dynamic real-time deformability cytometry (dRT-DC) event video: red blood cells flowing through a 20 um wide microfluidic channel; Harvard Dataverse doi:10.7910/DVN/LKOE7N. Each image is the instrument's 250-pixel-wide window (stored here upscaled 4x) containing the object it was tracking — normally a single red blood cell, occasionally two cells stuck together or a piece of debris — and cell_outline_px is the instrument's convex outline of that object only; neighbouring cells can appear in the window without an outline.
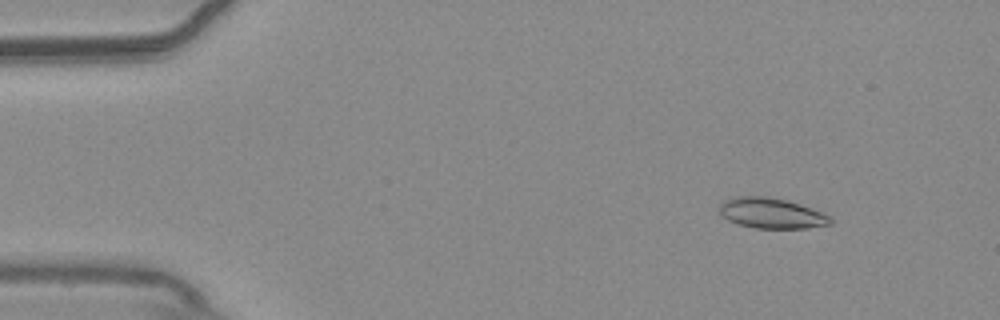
{"species": "common noctule bat (a hibernating species)", "species_latin": "Nyctalus noctula", "temperature_condition": "warm", "stored_images_in_passage": 56, "camera_frame_rate_fps": 3000, "um_per_image_px": 0.085, "animal": {"sex": "male", "body_mass_g": 20.4}, "frame": {"image": 1, "passage_image": 7, "time_ms": 2.0, "image_size_px": [1000, 320], "cell_outline_px": [[832, 224], [808, 228], [756, 228], [736, 224], [720, 216], [716, 208], [724, 200], [732, 196], [768, 196], [788, 200], [800, 204], [832, 216]], "centroid_in_image_um": [65.52, 18.11], "position_along_channel_um": 19.5, "area_um2": 20.17}}
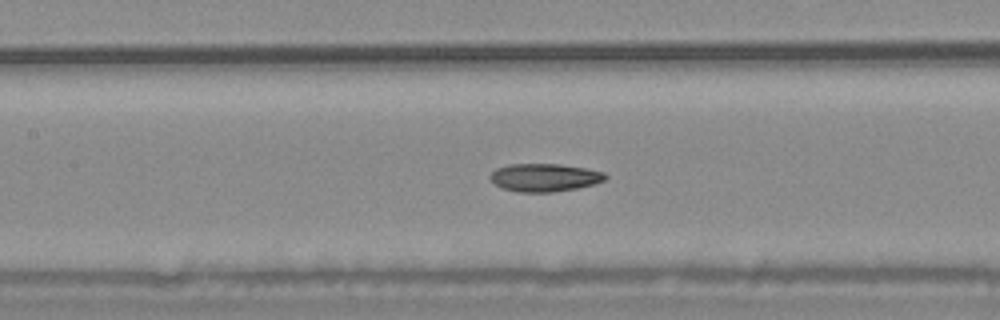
{"frame": {"image": 2, "passage_image": 26, "time_ms": 8.333, "image_size_px": [1000, 320], "cell_outline_px": [[608, 176], [604, 180], [592, 184], [576, 188], [552, 192], [516, 192], [504, 188], [496, 184], [488, 176], [496, 168], [508, 164], [560, 164], [588, 168], [604, 172]], "centroid_in_image_um": [46.28, 15.08], "position_along_channel_um": 161.1, "area_um2": 18.73}}
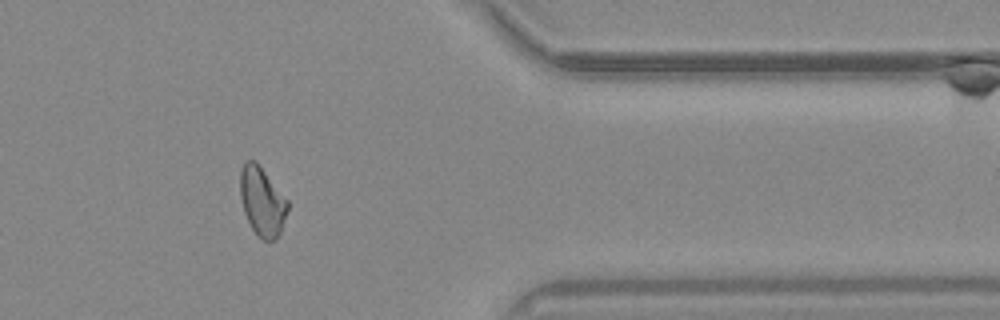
{"frame": {"image": 3, "passage_image": 46, "time_ms": 15.0, "image_size_px": [1000, 320], "cell_outline_px": [[288, 208], [280, 232], [276, 240], [268, 244], [252, 228], [244, 212], [240, 196], [240, 172], [244, 164], [248, 160], [256, 160], [288, 200]], "centroid_in_image_um": [22.29, 17.13], "position_along_channel_um": 389.1, "area_um2": 19.02}, "authors_computed_cell_mechanics": {"area_um2": 19.2185, "velocity_mm_per_s": 3.6956, "shape_relaxation_time_tau1_ms": 4.7254, "shape_relaxation_time_tau2_ms": 4.1536, "deformation_change_tau1": 0.1501, "deformation_change_tau2": 0.1071}}